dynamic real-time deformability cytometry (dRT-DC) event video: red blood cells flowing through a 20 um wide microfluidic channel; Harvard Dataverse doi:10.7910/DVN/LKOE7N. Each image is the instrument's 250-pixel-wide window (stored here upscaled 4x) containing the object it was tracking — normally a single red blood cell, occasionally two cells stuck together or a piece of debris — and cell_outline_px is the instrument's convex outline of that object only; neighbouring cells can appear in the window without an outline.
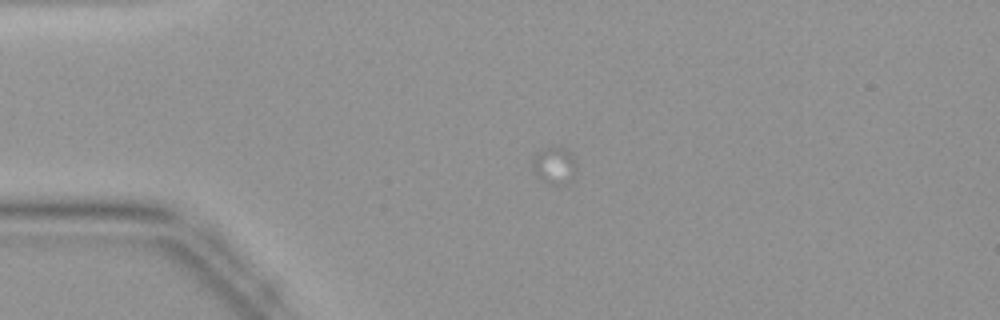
{"species": "common noctule bat (a hibernating species)", "species_latin": "Nyctalus noctula", "temperature_condition": "warm", "stored_images_in_passage": 11, "camera_frame_rate_fps": 3000, "um_per_image_px": 0.085, "animal": {"sex": "female", "body_mass_g": 19.9}, "frame": {"image": 1, "passage_image": 1, "time_ms": 0.0, "image_size_px": [1000, 320], "cell_outline_px": [[576, 168], [572, 176], [560, 188], [536, 176], [532, 168], [532, 156], [540, 148], [548, 144], [552, 144], [564, 148], [572, 152], [576, 164]], "centroid_in_image_um": [47.08, 13.99], "position_along_channel_um": 37.9, "area_um2": 10.0}}